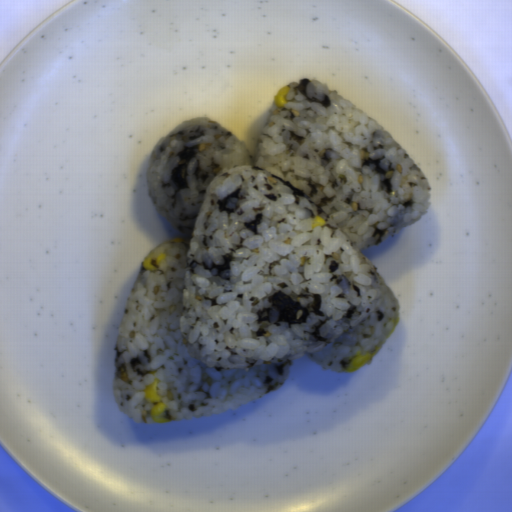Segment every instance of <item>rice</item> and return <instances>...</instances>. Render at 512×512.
Returning a JSON list of instances; mask_svg holds the SVG:
<instances>
[{
  "mask_svg": "<svg viewBox=\"0 0 512 512\" xmlns=\"http://www.w3.org/2000/svg\"><path fill=\"white\" fill-rule=\"evenodd\" d=\"M285 87L253 152L210 117L151 152L150 201L179 233L145 257L166 255L142 265L121 316L112 397L134 424H157L155 379L170 421L203 419L279 388L296 357L344 373L400 317L364 250L425 216L428 179L337 91Z\"/></svg>",
  "mask_w": 512,
  "mask_h": 512,
  "instance_id": "1",
  "label": "rice"
}]
</instances>
